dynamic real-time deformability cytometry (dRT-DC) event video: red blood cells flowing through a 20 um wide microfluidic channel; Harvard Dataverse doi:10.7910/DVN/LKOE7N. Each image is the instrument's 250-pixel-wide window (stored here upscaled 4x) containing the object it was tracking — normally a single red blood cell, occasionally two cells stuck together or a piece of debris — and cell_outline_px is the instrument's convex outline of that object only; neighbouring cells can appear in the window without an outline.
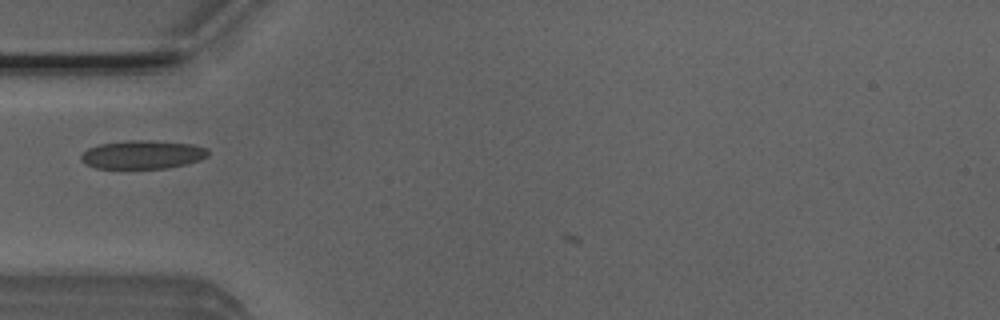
{"species": "Egyptian fruit bat (a non-hibernating species)", "species_latin": "Rousettus aegyptiacus", "temperature_condition": "room temperature", "stored_images_in_passage": 13, "camera_frame_rate_fps": 3000, "um_per_image_px": 0.085, "animal": {"sex": "male"}, "frame": {"image": 1, "passage_image": 10, "time_ms": 3.0, "image_size_px": [1000, 320], "cell_outline_px": [[208, 156], [200, 160], [168, 168], [96, 168], [84, 164], [80, 160], [80, 156], [88, 148], [100, 144], [128, 140], [152, 140], [192, 144], [208, 148]], "centroid_in_image_um": [12.11, 13.14], "position_along_channel_um": 72.9, "area_um2": 21.15}}